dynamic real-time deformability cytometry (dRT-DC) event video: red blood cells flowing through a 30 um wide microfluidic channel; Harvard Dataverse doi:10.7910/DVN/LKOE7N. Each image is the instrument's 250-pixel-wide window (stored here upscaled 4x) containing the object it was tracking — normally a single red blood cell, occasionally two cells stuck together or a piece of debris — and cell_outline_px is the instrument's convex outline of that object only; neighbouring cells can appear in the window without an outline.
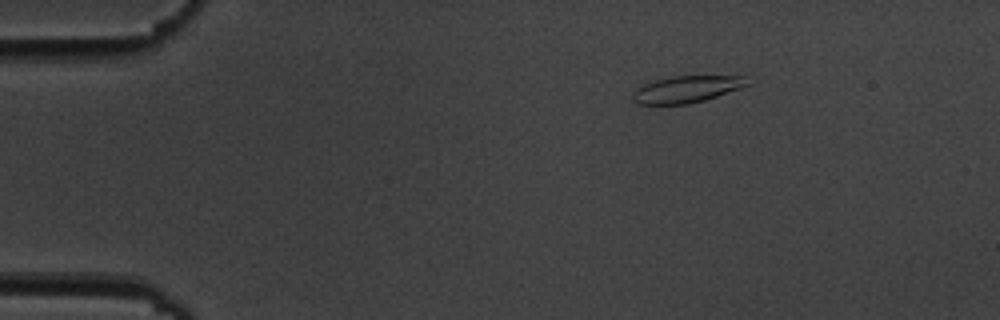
{"species": "common noctule bat (a hibernating species)", "species_latin": "Nyctalus noctula", "temperature_condition": "cold", "stored_images_in_passage": 9, "camera_frame_rate_fps": 3000, "um_per_image_px": 0.085, "animal": {"sex": "male", "body_mass_g": 19.5, "forearm_length_mm": 54.6}, "frame": {"image": 1, "passage_image": 3, "time_ms": 2.333, "image_size_px": [1000, 320], "cell_outline_px": [[752, 84], [704, 100], [688, 104], [636, 104], [632, 100], [632, 96], [636, 88], [644, 84], [656, 80], [672, 76], [744, 76]], "centroid_in_image_um": [58.36, 7.58], "position_along_channel_um": 26.6, "area_um2": 17.8}}
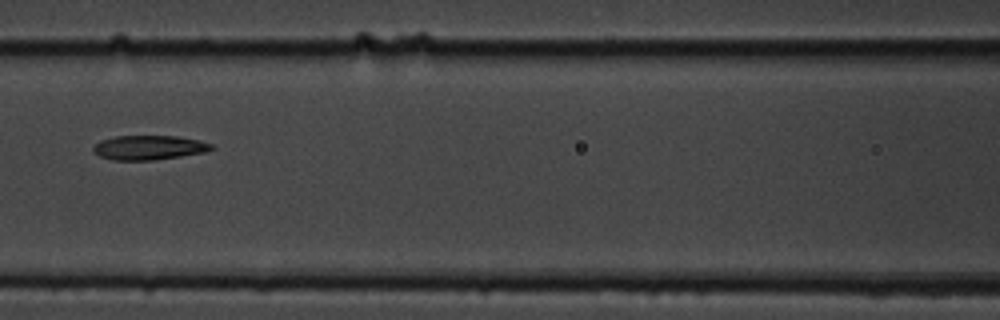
{"frame": {"image": 2, "passage_image": 8, "time_ms": 8.0, "image_size_px": [1000, 320], "cell_outline_px": [[216, 148], [204, 152], [180, 156], [152, 160], [112, 160], [100, 156], [92, 152], [92, 148], [100, 140], [116, 136], [176, 136], [196, 140], [212, 144]], "centroid_in_image_um": [12.62, 12.54], "position_along_channel_um": 154.0, "area_um2": 16.7}}
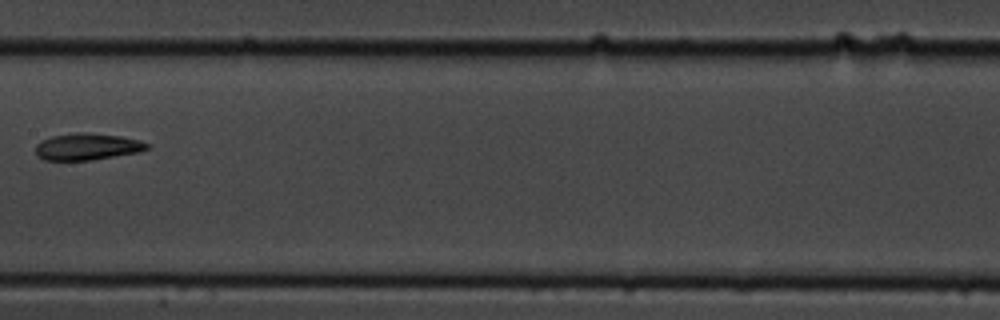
{"frame": {"image": 3, "passage_image": 9, "time_ms": 9.333, "image_size_px": [1000, 320], "cell_outline_px": [[152, 148], [140, 152], [92, 160], [44, 160], [36, 156], [36, 144], [40, 140], [52, 136], [76, 132], [84, 132], [120, 136], [140, 140], [148, 144]], "centroid_in_image_um": [7.42, 12.47], "position_along_channel_um": 200.0, "area_um2": 17.57}}